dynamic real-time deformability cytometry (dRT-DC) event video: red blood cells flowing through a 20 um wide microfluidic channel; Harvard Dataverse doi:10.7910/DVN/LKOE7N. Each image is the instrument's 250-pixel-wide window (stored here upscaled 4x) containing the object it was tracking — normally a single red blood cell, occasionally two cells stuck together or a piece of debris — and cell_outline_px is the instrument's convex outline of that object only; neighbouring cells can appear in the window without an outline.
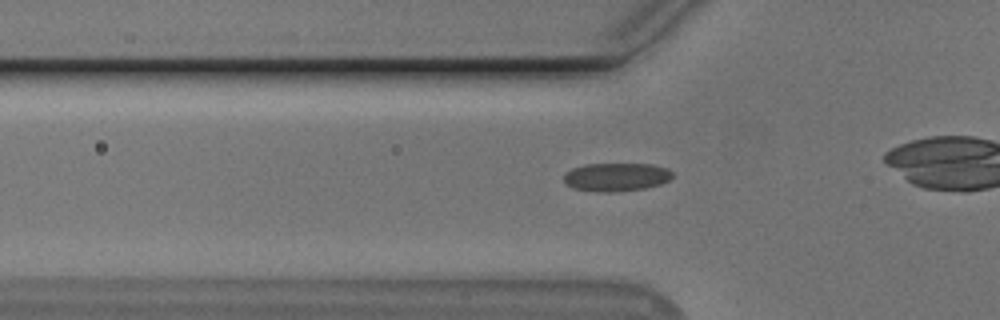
{"species": "Egyptian fruit bat (a non-hibernating species)", "species_latin": "Rousettus aegyptiacus", "temperature_condition": "cold", "stored_images_in_passage": 39, "camera_frame_rate_fps": 3000, "um_per_image_px": 0.085, "animal": {"sex": "male"}, "frame": {"image": 1, "passage_image": 14, "time_ms": 4.333, "image_size_px": [1000, 320], "cell_outline_px": [[672, 176], [668, 180], [660, 184], [644, 188], [616, 192], [596, 192], [572, 188], [564, 184], [564, 172], [572, 168], [584, 164], [652, 164], [668, 168], [672, 172]], "centroid_in_image_um": [52.33, 15.05], "position_along_channel_um": 73.5, "area_um2": 18.15}}
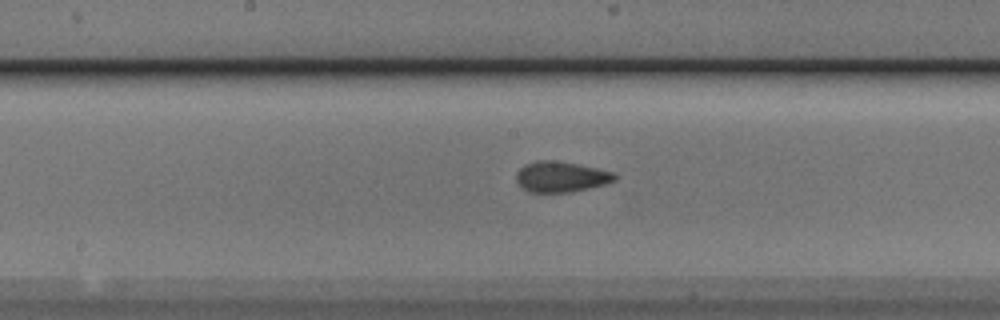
{"frame": {"image": 2, "passage_image": 24, "time_ms": 7.667, "image_size_px": [1000, 320], "cell_outline_px": [[616, 180], [604, 184], [572, 192], [528, 192], [520, 188], [516, 180], [516, 172], [524, 164], [536, 160], [556, 160], [616, 172]], "centroid_in_image_um": [47.64, 15.02], "position_along_channel_um": 200.6, "area_um2": 17.74}}
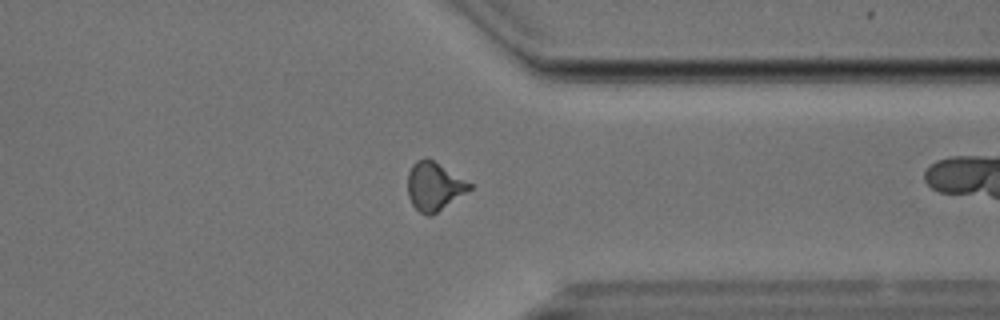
{"frame": {"image": 3, "passage_image": 38, "time_ms": 12.333, "image_size_px": [1000, 320], "cell_outline_px": [[472, 188], [432, 216], [428, 216], [420, 212], [412, 204], [408, 196], [408, 172], [412, 164], [416, 160], [432, 160], [472, 184]], "centroid_in_image_um": [36.88, 15.87], "position_along_channel_um": 374.5, "area_um2": 17.05}}